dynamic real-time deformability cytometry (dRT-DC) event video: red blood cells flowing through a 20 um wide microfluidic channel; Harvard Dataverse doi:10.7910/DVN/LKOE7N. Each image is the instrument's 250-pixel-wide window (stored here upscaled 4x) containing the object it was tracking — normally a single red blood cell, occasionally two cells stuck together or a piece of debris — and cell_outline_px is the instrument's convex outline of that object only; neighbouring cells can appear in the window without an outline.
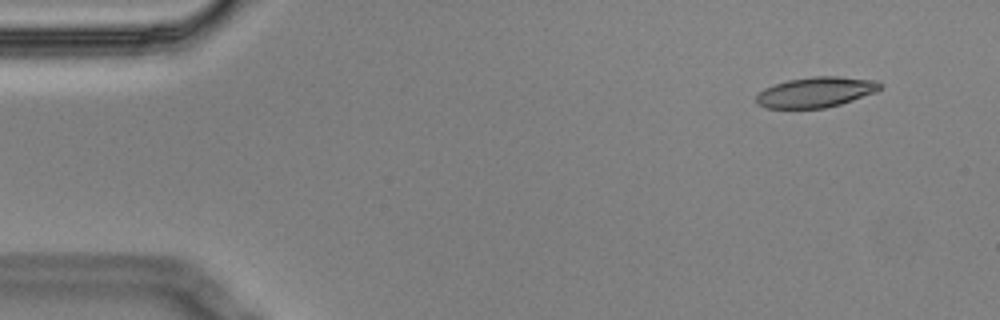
{"species": "Egyptian fruit bat (a non-hibernating species)", "species_latin": "Rousettus aegyptiacus", "temperature_condition": "cold", "stored_images_in_passage": 4, "camera_frame_rate_fps": 3000, "um_per_image_px": 0.085, "animal": {"sex": "male"}, "frame": {"image": 1, "passage_image": 1, "time_ms": 0.0, "image_size_px": [1000, 320], "cell_outline_px": [[884, 84], [876, 92], [840, 104], [824, 108], [764, 108], [756, 104], [756, 96], [764, 88], [788, 80], [812, 76], [836, 76], [880, 80]], "centroid_in_image_um": [69.37, 7.82], "position_along_channel_um": 15.6, "area_um2": 22.02}}
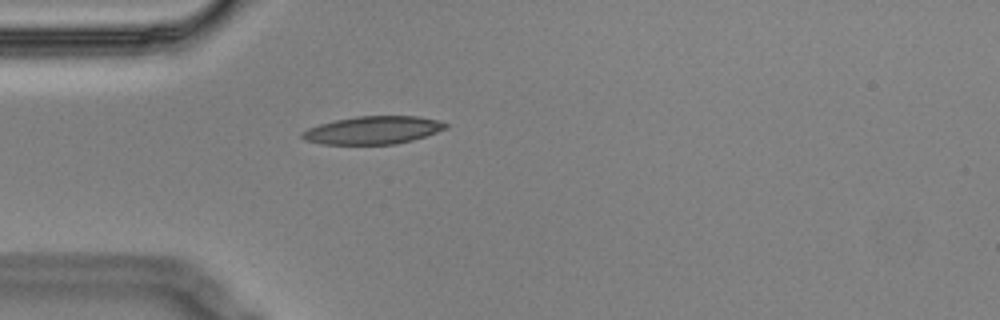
{"frame": {"image": 2, "passage_image": 4, "time_ms": 1.0, "image_size_px": [1000, 320], "cell_outline_px": [[448, 128], [412, 140], [396, 144], [320, 144], [304, 140], [300, 136], [300, 132], [308, 128], [320, 124], [336, 120], [356, 116], [416, 116], [436, 120], [448, 124]], "centroid_in_image_um": [31.66, 11.07], "position_along_channel_um": 53.3, "area_um2": 23.24}}